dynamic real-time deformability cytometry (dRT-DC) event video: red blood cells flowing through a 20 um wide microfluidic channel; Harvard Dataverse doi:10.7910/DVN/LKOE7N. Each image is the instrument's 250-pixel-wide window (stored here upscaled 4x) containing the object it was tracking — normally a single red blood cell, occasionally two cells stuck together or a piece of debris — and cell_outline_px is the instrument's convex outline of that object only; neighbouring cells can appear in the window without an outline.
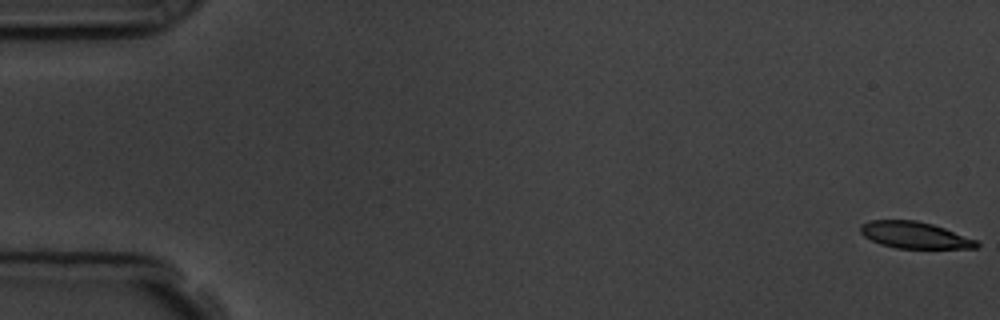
{"species": "common noctule bat (a hibernating species)", "species_latin": "Nyctalus noctula", "temperature_condition": "room temperature", "stored_images_in_passage": 5, "camera_frame_rate_fps": 3000, "um_per_image_px": 0.085, "animal": {"sex": "male", "body_mass_g": 19.5, "forearm_length_mm": 54.6}, "frame": {"image": 1, "passage_image": 1, "time_ms": 0.0, "image_size_px": [1000, 320], "cell_outline_px": [[980, 244], [976, 248], [896, 248], [880, 244], [864, 236], [860, 232], [860, 224], [868, 220], [916, 220], [932, 224], [944, 228], [976, 240]], "centroid_in_image_um": [77.7, 19.97], "position_along_channel_um": 7.3, "area_um2": 17.92}}